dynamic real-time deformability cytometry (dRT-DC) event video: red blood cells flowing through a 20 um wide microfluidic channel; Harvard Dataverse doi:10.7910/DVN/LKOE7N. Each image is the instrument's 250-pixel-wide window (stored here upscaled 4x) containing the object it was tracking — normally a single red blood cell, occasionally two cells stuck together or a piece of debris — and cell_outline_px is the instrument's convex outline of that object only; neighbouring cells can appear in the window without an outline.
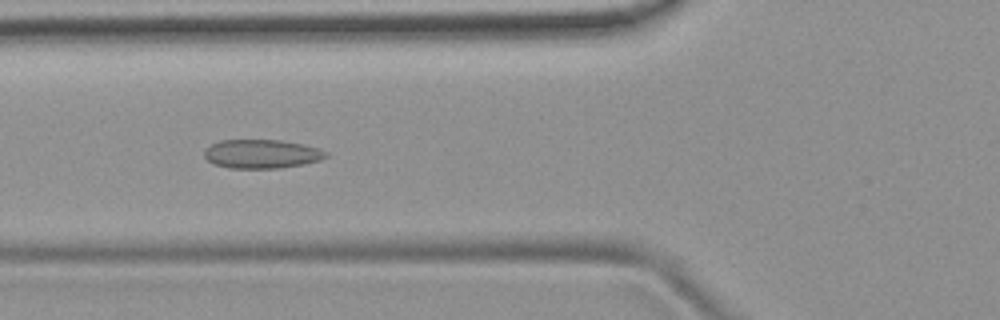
{"species": "common noctule bat (a hibernating species)", "species_latin": "Nyctalus noctula", "temperature_condition": "room temperature", "stored_images_in_passage": 51, "camera_frame_rate_fps": 3000, "um_per_image_px": 0.085, "animal": {"sex": "female", "body_mass_g": 19.9}, "frame": {"image": 1, "passage_image": 19, "time_ms": 6.0, "image_size_px": [1000, 320], "cell_outline_px": [[328, 156], [320, 160], [304, 164], [280, 168], [228, 168], [212, 164], [204, 156], [204, 152], [212, 144], [220, 140], [280, 140], [304, 144], [320, 148], [328, 152]], "centroid_in_image_um": [22.27, 13.08], "position_along_channel_um": 103.5, "area_um2": 20.58}}
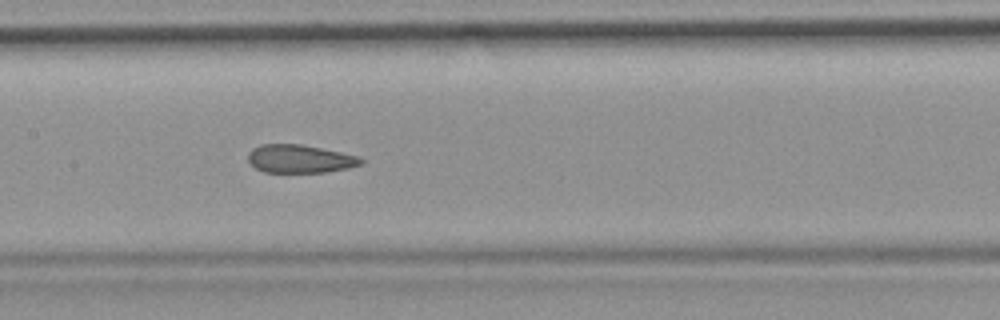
{"frame": {"image": 2, "passage_image": 25, "time_ms": 8.0, "image_size_px": [1000, 320], "cell_outline_px": [[364, 164], [348, 168], [324, 172], [264, 172], [256, 168], [248, 160], [248, 152], [252, 148], [260, 144], [300, 144], [360, 156], [364, 160]], "centroid_in_image_um": [25.5, 13.5], "position_along_channel_um": 181.9, "area_um2": 18.55}}
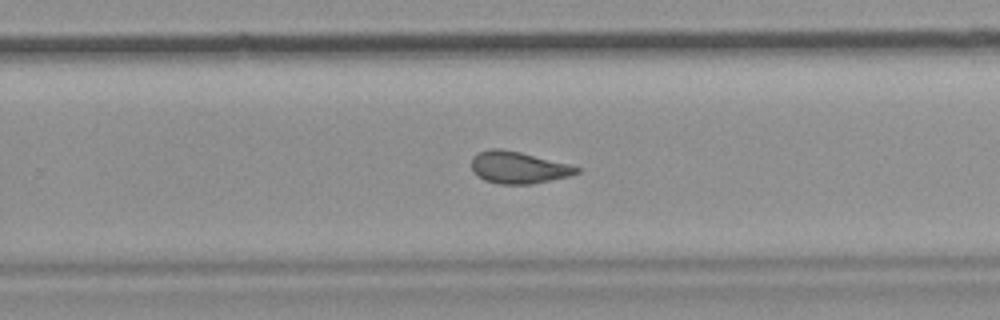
{"frame": {"image": 3, "passage_image": 33, "time_ms": 10.667, "image_size_px": [1000, 320], "cell_outline_px": [[580, 172], [572, 176], [528, 184], [500, 184], [484, 180], [472, 168], [472, 156], [476, 152], [492, 148], [500, 148], [520, 152], [568, 164], [580, 168]], "centroid_in_image_um": [44.06, 14.23], "position_along_channel_um": 285.7, "area_um2": 19.42}, "authors_computed_cell_mechanics": {"area_um2": 20.4612, "velocity_mm_per_s": 3.9064, "shape_relaxation_time_tau1_ms": null, "shape_relaxation_time_tau2_ms": 1.5528, "deformation_change_tau1": null, "deformation_change_tau2": 0.0809}}